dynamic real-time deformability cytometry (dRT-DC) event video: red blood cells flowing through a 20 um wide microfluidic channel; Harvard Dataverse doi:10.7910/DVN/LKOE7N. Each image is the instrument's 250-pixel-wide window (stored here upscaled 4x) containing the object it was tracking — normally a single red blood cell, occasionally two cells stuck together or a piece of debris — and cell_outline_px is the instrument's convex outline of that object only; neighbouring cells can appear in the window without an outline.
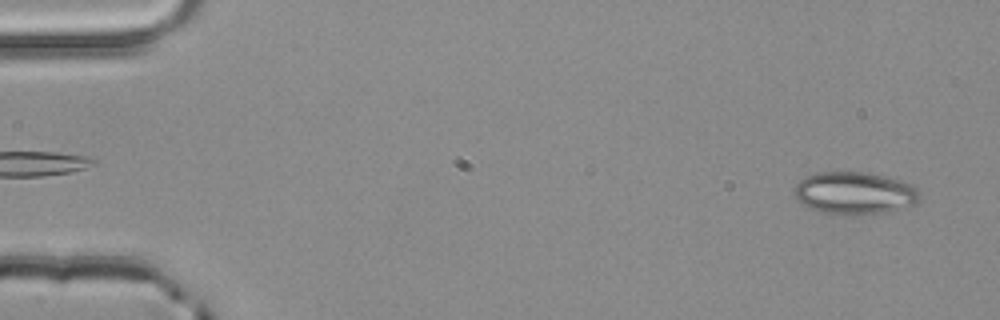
{"species": "common noctule bat (a hibernating species)", "species_latin": "Nyctalus noctula", "temperature_condition": "room temperature", "stored_images_in_passage": 3, "camera_frame_rate_fps": 3000, "um_per_image_px": 0.085, "animal": {"sex": "male", "body_mass_g": 20.4}, "frame": {"image": 1, "passage_image": 3, "time_ms": 0.667, "image_size_px": [1000, 320], "cell_outline_px": [[920, 200], [916, 204], [884, 212], [852, 216], [832, 216], [800, 204], [796, 200], [796, 184], [804, 176], [816, 172], [864, 172], [884, 176], [900, 180], [912, 184], [916, 188], [920, 196]], "centroid_in_image_um": [72.61, 16.43], "position_along_channel_um": 12.4, "area_um2": 31.44}}